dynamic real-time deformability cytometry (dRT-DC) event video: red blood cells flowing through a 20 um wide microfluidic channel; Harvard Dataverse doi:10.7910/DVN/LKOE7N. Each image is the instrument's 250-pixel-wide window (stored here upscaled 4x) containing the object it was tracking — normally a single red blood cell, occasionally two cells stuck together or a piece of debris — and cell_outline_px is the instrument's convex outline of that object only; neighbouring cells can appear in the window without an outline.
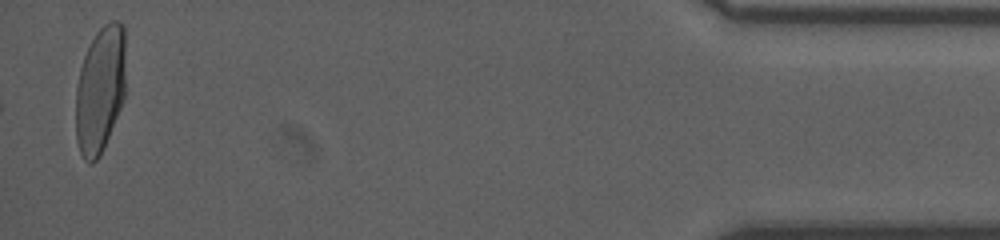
{"species": "human", "species_latin": "Homo sapiens", "temperature_condition": "room temperature", "stored_images_in_passage": 23, "camera_frame_rate_fps": 3000, "um_per_image_px": 0.085, "donor": {"sex": "male"}, "frame": {"image": 1, "passage_image": 23, "time_ms": 12.667, "image_size_px": [1000, 240], "cell_outline_px": [[124, 100], [100, 156], [92, 164], [88, 164], [84, 160], [80, 152], [76, 140], [76, 88], [80, 68], [84, 56], [96, 32], [104, 24], [112, 20], [116, 20], [124, 24]], "centroid_in_image_um": [8.5, 7.64], "position_along_channel_um": 426.7, "area_um2": 36.99}, "authors_computed_cell_mechanics": {"area_um2": 40.46, "velocity_mm_per_s": 3.8644, "shape_relaxation_time_tau1_ms": 5.1978, "shape_relaxation_time_tau2_ms": 1.1939, "deformation_change_tau1": 0.2086, "deformation_change_tau2": 0.0709}}